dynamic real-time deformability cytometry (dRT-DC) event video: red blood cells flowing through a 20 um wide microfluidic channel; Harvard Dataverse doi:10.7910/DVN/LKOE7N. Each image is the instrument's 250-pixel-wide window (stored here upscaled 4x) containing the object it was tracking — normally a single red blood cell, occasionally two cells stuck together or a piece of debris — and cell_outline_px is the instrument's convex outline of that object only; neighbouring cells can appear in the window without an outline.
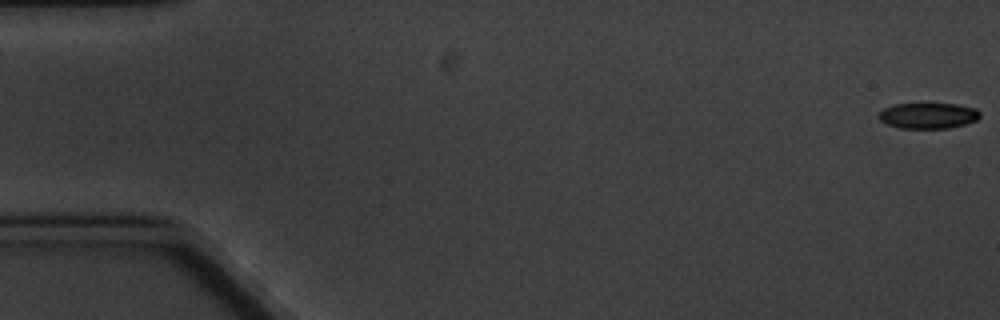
{"species": "common noctule bat (a hibernating species)", "species_latin": "Nyctalus noctula", "temperature_condition": "cold", "stored_images_in_passage": 4, "camera_frame_rate_fps": 3000, "um_per_image_px": 0.085, "animal": {"sex": "male", "body_mass_g": 20.1, "forearm_length_mm": 53.5}, "frame": {"image": 1, "passage_image": 1, "time_ms": 0.0, "image_size_px": [1000, 320], "cell_outline_px": [[980, 116], [976, 120], [964, 124], [948, 128], [900, 128], [888, 124], [880, 120], [876, 116], [884, 108], [892, 104], [956, 104], [976, 108], [980, 112]], "centroid_in_image_um": [78.87, 9.82], "position_along_channel_um": 6.1, "area_um2": 15.14}}